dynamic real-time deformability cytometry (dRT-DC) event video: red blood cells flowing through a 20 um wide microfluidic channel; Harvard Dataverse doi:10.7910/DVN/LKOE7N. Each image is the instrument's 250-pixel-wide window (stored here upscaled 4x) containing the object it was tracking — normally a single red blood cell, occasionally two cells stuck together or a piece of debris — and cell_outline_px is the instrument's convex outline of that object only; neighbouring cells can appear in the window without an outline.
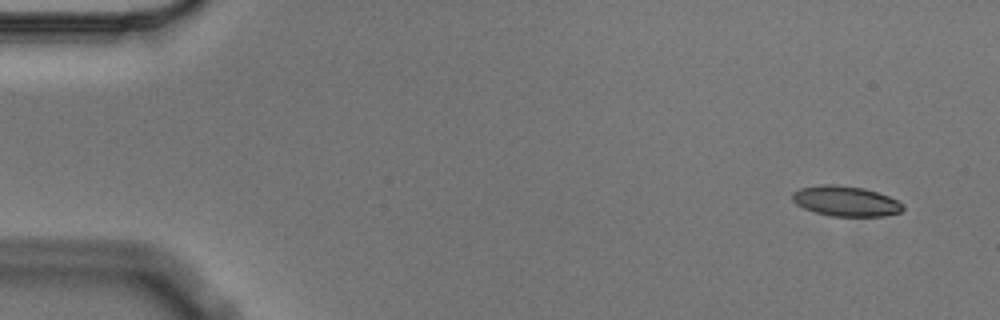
{"species": "Egyptian fruit bat (a non-hibernating species)", "species_latin": "Rousettus aegyptiacus", "temperature_condition": "cold", "stored_images_in_passage": 4, "camera_frame_rate_fps": 3000, "um_per_image_px": 0.085, "animal": {"sex": "male"}, "frame": {"image": 1, "passage_image": 1, "time_ms": 0.0, "image_size_px": [1000, 320], "cell_outline_px": [[904, 208], [900, 212], [884, 216], [832, 216], [816, 212], [804, 208], [796, 204], [792, 200], [792, 192], [800, 188], [824, 184], [836, 184], [864, 188], [888, 196], [904, 204]], "centroid_in_image_um": [71.88, 17.09], "position_along_channel_um": 13.1, "area_um2": 19.42}}